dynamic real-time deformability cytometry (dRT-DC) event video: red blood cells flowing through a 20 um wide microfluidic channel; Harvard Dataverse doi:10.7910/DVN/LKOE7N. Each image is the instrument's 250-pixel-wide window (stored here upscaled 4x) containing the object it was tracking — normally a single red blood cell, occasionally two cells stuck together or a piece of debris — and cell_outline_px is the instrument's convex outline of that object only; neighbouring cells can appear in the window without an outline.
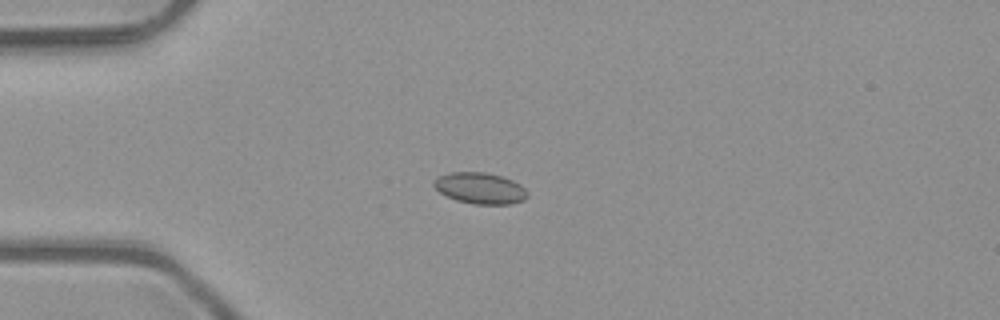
{"species": "common noctule bat (a hibernating species)", "species_latin": "Nyctalus noctula", "temperature_condition": "room temperature", "stored_images_in_passage": 6, "camera_frame_rate_fps": 3000, "um_per_image_px": 0.085, "animal": {"sex": "male", "body_mass_g": 23.1, "forearm_length_mm": 52.7}, "frame": {"image": 1, "passage_image": 3, "time_ms": 0.667, "image_size_px": [1000, 320], "cell_outline_px": [[528, 196], [524, 200], [512, 204], [472, 204], [456, 200], [440, 192], [432, 184], [436, 176], [448, 172], [484, 172], [500, 176], [512, 180], [520, 184], [528, 192]], "centroid_in_image_um": [40.8, 15.99], "position_along_channel_um": 44.2, "area_um2": 17.11}}
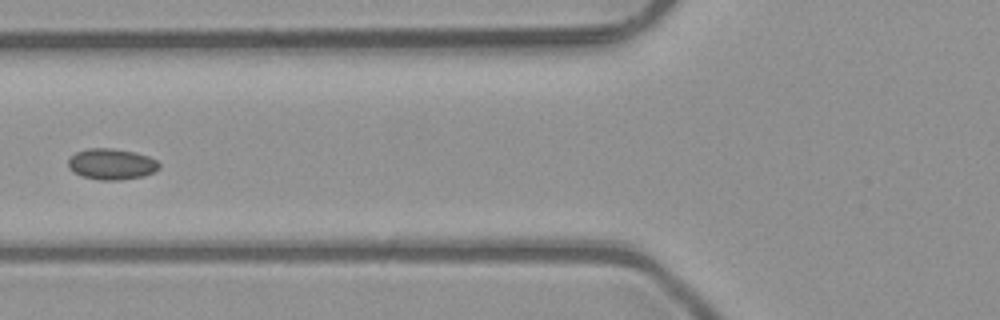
{"frame": {"image": 2, "passage_image": 5, "time_ms": 1.333, "image_size_px": [1000, 320], "cell_outline_px": [[160, 168], [144, 176], [120, 180], [100, 180], [84, 176], [68, 168], [68, 160], [76, 152], [88, 148], [112, 148], [136, 152], [148, 156], [156, 160], [160, 164]], "centroid_in_image_um": [9.5, 13.94], "position_along_channel_um": 116.3, "area_um2": 16.36}}
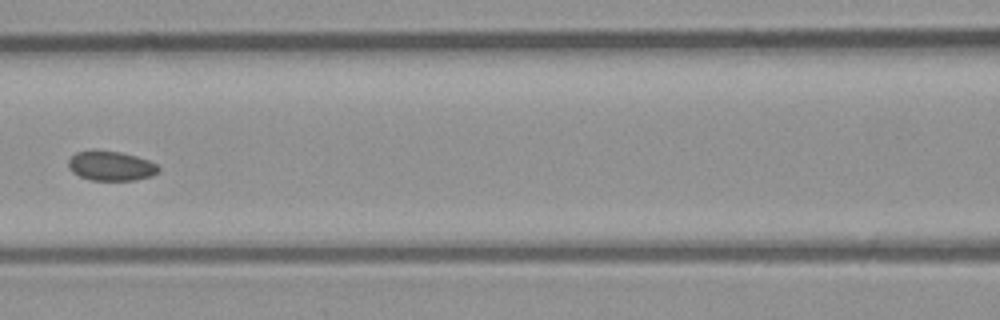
{"frame": {"image": 3, "passage_image": 6, "time_ms": 1.667, "image_size_px": [1000, 320], "cell_outline_px": [[160, 172], [152, 176], [136, 180], [88, 180], [72, 172], [68, 168], [68, 160], [76, 152], [120, 152], [136, 156], [148, 160], [156, 164], [160, 168]], "centroid_in_image_um": [9.46, 14.14], "position_along_channel_um": 157.1, "area_um2": 15.32}}